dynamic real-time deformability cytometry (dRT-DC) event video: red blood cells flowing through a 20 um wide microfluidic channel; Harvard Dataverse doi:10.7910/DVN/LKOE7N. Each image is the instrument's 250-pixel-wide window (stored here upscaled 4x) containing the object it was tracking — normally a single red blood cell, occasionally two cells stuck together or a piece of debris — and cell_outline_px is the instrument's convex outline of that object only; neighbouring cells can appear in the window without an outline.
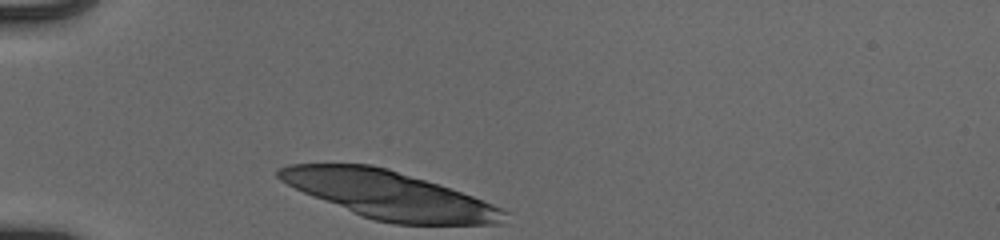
{"species": "human", "species_latin": "Homo sapiens", "temperature_condition": "cold", "stored_images_in_passage": 30, "camera_frame_rate_fps": 3000, "um_per_image_px": 0.085, "donor": {"sex": "male"}, "frame": {"image": 1, "passage_image": 1, "time_ms": 0.0, "image_size_px": [1000, 240], "cell_outline_px": [[508, 212], [500, 224], [392, 224], [360, 216], [312, 196], [280, 180], [276, 176], [276, 168], [288, 164], [372, 164], [388, 168], [472, 196], [504, 208]], "centroid_in_image_um": [33.05, 16.57], "position_along_channel_um": 51.9, "area_um2": 61.96}}
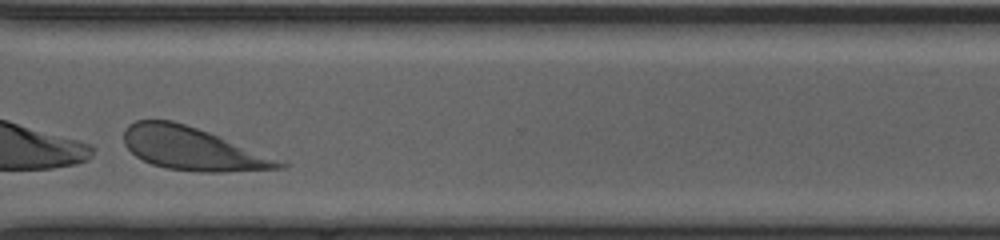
{"frame": {"image": 2, "passage_image": 27, "time_ms": 8.667, "image_size_px": [1000, 240], "cell_outline_px": [[288, 164], [284, 168], [224, 172], [200, 172], [168, 168], [152, 164], [136, 156], [124, 144], [124, 128], [128, 124], [136, 120], [172, 120], [208, 132], [284, 160]], "centroid_in_image_um": [16.39, 12.64], "position_along_channel_um": 354.2, "area_um2": 38.78}}